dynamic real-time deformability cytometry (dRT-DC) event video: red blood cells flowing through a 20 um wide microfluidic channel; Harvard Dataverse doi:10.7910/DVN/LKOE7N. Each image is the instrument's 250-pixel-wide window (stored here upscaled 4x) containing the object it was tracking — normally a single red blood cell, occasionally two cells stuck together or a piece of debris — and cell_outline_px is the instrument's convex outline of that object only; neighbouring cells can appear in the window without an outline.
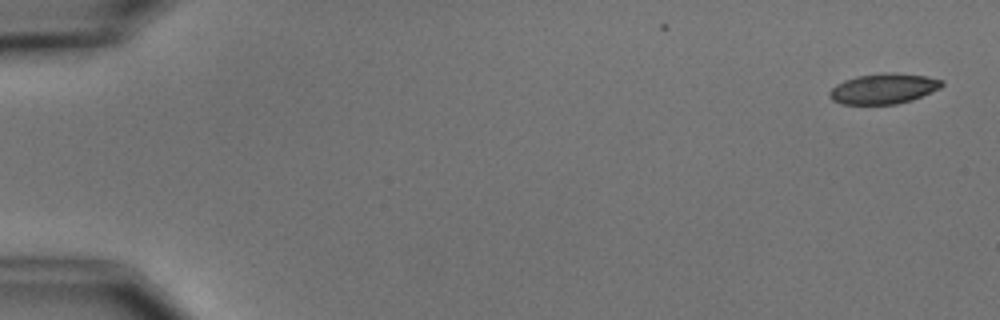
{"species": "common noctule bat (a hibernating species)", "species_latin": "Nyctalus noctula", "temperature_condition": "cold", "stored_images_in_passage": 3, "camera_frame_rate_fps": 3000, "um_per_image_px": 0.085, "animal": {"sex": "male", "body_mass_g": 15.6}, "frame": {"image": 1, "passage_image": 1, "time_ms": 0.0, "image_size_px": [1000, 320], "cell_outline_px": [[944, 84], [940, 88], [912, 100], [896, 104], [840, 104], [832, 100], [828, 96], [828, 92], [836, 84], [844, 80], [856, 76], [884, 72], [892, 72], [928, 76], [944, 80]], "centroid_in_image_um": [75.09, 7.53], "position_along_channel_um": 9.9, "area_um2": 20.11}}